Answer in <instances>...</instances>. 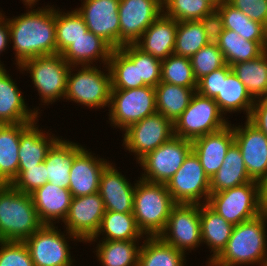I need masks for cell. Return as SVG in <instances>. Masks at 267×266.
Returning a JSON list of instances; mask_svg holds the SVG:
<instances>
[{
    "label": "cell",
    "instance_id": "cell-11",
    "mask_svg": "<svg viewBox=\"0 0 267 266\" xmlns=\"http://www.w3.org/2000/svg\"><path fill=\"white\" fill-rule=\"evenodd\" d=\"M191 151V140L173 136L138 161L139 166L144 170L140 179L166 184L179 170Z\"/></svg>",
    "mask_w": 267,
    "mask_h": 266
},
{
    "label": "cell",
    "instance_id": "cell-17",
    "mask_svg": "<svg viewBox=\"0 0 267 266\" xmlns=\"http://www.w3.org/2000/svg\"><path fill=\"white\" fill-rule=\"evenodd\" d=\"M120 0H83L76 8L88 28L101 37L113 49L120 48V19L118 14Z\"/></svg>",
    "mask_w": 267,
    "mask_h": 266
},
{
    "label": "cell",
    "instance_id": "cell-16",
    "mask_svg": "<svg viewBox=\"0 0 267 266\" xmlns=\"http://www.w3.org/2000/svg\"><path fill=\"white\" fill-rule=\"evenodd\" d=\"M105 211L99 192L72 197L68 214L63 221L65 231L87 243L99 230Z\"/></svg>",
    "mask_w": 267,
    "mask_h": 266
},
{
    "label": "cell",
    "instance_id": "cell-46",
    "mask_svg": "<svg viewBox=\"0 0 267 266\" xmlns=\"http://www.w3.org/2000/svg\"><path fill=\"white\" fill-rule=\"evenodd\" d=\"M45 161L28 169H18V176L11 185L18 191L31 194L48 182Z\"/></svg>",
    "mask_w": 267,
    "mask_h": 266
},
{
    "label": "cell",
    "instance_id": "cell-48",
    "mask_svg": "<svg viewBox=\"0 0 267 266\" xmlns=\"http://www.w3.org/2000/svg\"><path fill=\"white\" fill-rule=\"evenodd\" d=\"M232 71L228 64L217 69L197 81L196 92L202 96L215 98L220 93L221 76H227Z\"/></svg>",
    "mask_w": 267,
    "mask_h": 266
},
{
    "label": "cell",
    "instance_id": "cell-28",
    "mask_svg": "<svg viewBox=\"0 0 267 266\" xmlns=\"http://www.w3.org/2000/svg\"><path fill=\"white\" fill-rule=\"evenodd\" d=\"M214 29L235 31L245 40L267 41V27L251 20L228 1L216 8Z\"/></svg>",
    "mask_w": 267,
    "mask_h": 266
},
{
    "label": "cell",
    "instance_id": "cell-15",
    "mask_svg": "<svg viewBox=\"0 0 267 266\" xmlns=\"http://www.w3.org/2000/svg\"><path fill=\"white\" fill-rule=\"evenodd\" d=\"M163 13V0H120V48L134 44Z\"/></svg>",
    "mask_w": 267,
    "mask_h": 266
},
{
    "label": "cell",
    "instance_id": "cell-37",
    "mask_svg": "<svg viewBox=\"0 0 267 266\" xmlns=\"http://www.w3.org/2000/svg\"><path fill=\"white\" fill-rule=\"evenodd\" d=\"M142 242L138 266H185L186 254L159 236H146Z\"/></svg>",
    "mask_w": 267,
    "mask_h": 266
},
{
    "label": "cell",
    "instance_id": "cell-1",
    "mask_svg": "<svg viewBox=\"0 0 267 266\" xmlns=\"http://www.w3.org/2000/svg\"><path fill=\"white\" fill-rule=\"evenodd\" d=\"M39 8L7 18L17 66L30 58L56 54V8Z\"/></svg>",
    "mask_w": 267,
    "mask_h": 266
},
{
    "label": "cell",
    "instance_id": "cell-23",
    "mask_svg": "<svg viewBox=\"0 0 267 266\" xmlns=\"http://www.w3.org/2000/svg\"><path fill=\"white\" fill-rule=\"evenodd\" d=\"M178 21L162 13L134 43L142 52L159 60L174 53Z\"/></svg>",
    "mask_w": 267,
    "mask_h": 266
},
{
    "label": "cell",
    "instance_id": "cell-45",
    "mask_svg": "<svg viewBox=\"0 0 267 266\" xmlns=\"http://www.w3.org/2000/svg\"><path fill=\"white\" fill-rule=\"evenodd\" d=\"M190 62L197 81L226 65L223 53L214 40L191 56Z\"/></svg>",
    "mask_w": 267,
    "mask_h": 266
},
{
    "label": "cell",
    "instance_id": "cell-6",
    "mask_svg": "<svg viewBox=\"0 0 267 266\" xmlns=\"http://www.w3.org/2000/svg\"><path fill=\"white\" fill-rule=\"evenodd\" d=\"M16 67L20 72L27 71V74H30L34 88H37L38 95L41 97L39 99L44 103L43 105L64 99L71 66L61 54L30 58Z\"/></svg>",
    "mask_w": 267,
    "mask_h": 266
},
{
    "label": "cell",
    "instance_id": "cell-13",
    "mask_svg": "<svg viewBox=\"0 0 267 266\" xmlns=\"http://www.w3.org/2000/svg\"><path fill=\"white\" fill-rule=\"evenodd\" d=\"M123 132L122 146L133 152L138 162L147 153L154 151L174 136V125L170 119L155 113L132 124Z\"/></svg>",
    "mask_w": 267,
    "mask_h": 266
},
{
    "label": "cell",
    "instance_id": "cell-25",
    "mask_svg": "<svg viewBox=\"0 0 267 266\" xmlns=\"http://www.w3.org/2000/svg\"><path fill=\"white\" fill-rule=\"evenodd\" d=\"M113 48L101 37L88 31L85 35L70 44L62 57L70 66H91L99 61L108 65Z\"/></svg>",
    "mask_w": 267,
    "mask_h": 266
},
{
    "label": "cell",
    "instance_id": "cell-54",
    "mask_svg": "<svg viewBox=\"0 0 267 266\" xmlns=\"http://www.w3.org/2000/svg\"><path fill=\"white\" fill-rule=\"evenodd\" d=\"M207 1L211 3L215 8H217L227 0H207Z\"/></svg>",
    "mask_w": 267,
    "mask_h": 266
},
{
    "label": "cell",
    "instance_id": "cell-55",
    "mask_svg": "<svg viewBox=\"0 0 267 266\" xmlns=\"http://www.w3.org/2000/svg\"><path fill=\"white\" fill-rule=\"evenodd\" d=\"M263 266H267V257L264 260Z\"/></svg>",
    "mask_w": 267,
    "mask_h": 266
},
{
    "label": "cell",
    "instance_id": "cell-18",
    "mask_svg": "<svg viewBox=\"0 0 267 266\" xmlns=\"http://www.w3.org/2000/svg\"><path fill=\"white\" fill-rule=\"evenodd\" d=\"M244 124H232L234 143L240 149L248 175L259 182L267 176V136L248 120Z\"/></svg>",
    "mask_w": 267,
    "mask_h": 266
},
{
    "label": "cell",
    "instance_id": "cell-29",
    "mask_svg": "<svg viewBox=\"0 0 267 266\" xmlns=\"http://www.w3.org/2000/svg\"><path fill=\"white\" fill-rule=\"evenodd\" d=\"M223 53L226 64L245 62L259 57L267 50V41H250L228 29H214L213 39Z\"/></svg>",
    "mask_w": 267,
    "mask_h": 266
},
{
    "label": "cell",
    "instance_id": "cell-44",
    "mask_svg": "<svg viewBox=\"0 0 267 266\" xmlns=\"http://www.w3.org/2000/svg\"><path fill=\"white\" fill-rule=\"evenodd\" d=\"M161 71V82L187 88H197V80L195 79L189 57L173 53L165 60H162Z\"/></svg>",
    "mask_w": 267,
    "mask_h": 266
},
{
    "label": "cell",
    "instance_id": "cell-33",
    "mask_svg": "<svg viewBox=\"0 0 267 266\" xmlns=\"http://www.w3.org/2000/svg\"><path fill=\"white\" fill-rule=\"evenodd\" d=\"M104 234L103 239L99 241H140L146 238L138 228L133 213L113 211H105L99 230L87 243L97 242L98 237Z\"/></svg>",
    "mask_w": 267,
    "mask_h": 266
},
{
    "label": "cell",
    "instance_id": "cell-43",
    "mask_svg": "<svg viewBox=\"0 0 267 266\" xmlns=\"http://www.w3.org/2000/svg\"><path fill=\"white\" fill-rule=\"evenodd\" d=\"M111 90L138 88L137 66L120 50L113 49L109 62Z\"/></svg>",
    "mask_w": 267,
    "mask_h": 266
},
{
    "label": "cell",
    "instance_id": "cell-53",
    "mask_svg": "<svg viewBox=\"0 0 267 266\" xmlns=\"http://www.w3.org/2000/svg\"><path fill=\"white\" fill-rule=\"evenodd\" d=\"M39 0H22V3L25 5V6H27L26 7V9L27 8H33V7H35V5L37 4V2H38Z\"/></svg>",
    "mask_w": 267,
    "mask_h": 266
},
{
    "label": "cell",
    "instance_id": "cell-42",
    "mask_svg": "<svg viewBox=\"0 0 267 266\" xmlns=\"http://www.w3.org/2000/svg\"><path fill=\"white\" fill-rule=\"evenodd\" d=\"M87 32L84 19L76 9L67 13L56 9V53L61 54Z\"/></svg>",
    "mask_w": 267,
    "mask_h": 266
},
{
    "label": "cell",
    "instance_id": "cell-24",
    "mask_svg": "<svg viewBox=\"0 0 267 266\" xmlns=\"http://www.w3.org/2000/svg\"><path fill=\"white\" fill-rule=\"evenodd\" d=\"M30 195L39 220L43 225H56V222L64 221L72 200V194L68 189L47 182Z\"/></svg>",
    "mask_w": 267,
    "mask_h": 266
},
{
    "label": "cell",
    "instance_id": "cell-49",
    "mask_svg": "<svg viewBox=\"0 0 267 266\" xmlns=\"http://www.w3.org/2000/svg\"><path fill=\"white\" fill-rule=\"evenodd\" d=\"M251 20L267 27V0H227Z\"/></svg>",
    "mask_w": 267,
    "mask_h": 266
},
{
    "label": "cell",
    "instance_id": "cell-12",
    "mask_svg": "<svg viewBox=\"0 0 267 266\" xmlns=\"http://www.w3.org/2000/svg\"><path fill=\"white\" fill-rule=\"evenodd\" d=\"M166 187L176 203H207L210 196V179L193 151L166 183Z\"/></svg>",
    "mask_w": 267,
    "mask_h": 266
},
{
    "label": "cell",
    "instance_id": "cell-50",
    "mask_svg": "<svg viewBox=\"0 0 267 266\" xmlns=\"http://www.w3.org/2000/svg\"><path fill=\"white\" fill-rule=\"evenodd\" d=\"M247 120L267 136V97L254 101Z\"/></svg>",
    "mask_w": 267,
    "mask_h": 266
},
{
    "label": "cell",
    "instance_id": "cell-30",
    "mask_svg": "<svg viewBox=\"0 0 267 266\" xmlns=\"http://www.w3.org/2000/svg\"><path fill=\"white\" fill-rule=\"evenodd\" d=\"M215 20L178 22L174 54L191 57L214 39Z\"/></svg>",
    "mask_w": 267,
    "mask_h": 266
},
{
    "label": "cell",
    "instance_id": "cell-8",
    "mask_svg": "<svg viewBox=\"0 0 267 266\" xmlns=\"http://www.w3.org/2000/svg\"><path fill=\"white\" fill-rule=\"evenodd\" d=\"M108 111L111 127L126 130L132 124L157 113L155 87L111 90Z\"/></svg>",
    "mask_w": 267,
    "mask_h": 266
},
{
    "label": "cell",
    "instance_id": "cell-22",
    "mask_svg": "<svg viewBox=\"0 0 267 266\" xmlns=\"http://www.w3.org/2000/svg\"><path fill=\"white\" fill-rule=\"evenodd\" d=\"M234 143L233 125L206 134L192 141V151L198 157L205 174L211 179L221 168L227 150Z\"/></svg>",
    "mask_w": 267,
    "mask_h": 266
},
{
    "label": "cell",
    "instance_id": "cell-38",
    "mask_svg": "<svg viewBox=\"0 0 267 266\" xmlns=\"http://www.w3.org/2000/svg\"><path fill=\"white\" fill-rule=\"evenodd\" d=\"M231 67L254 100L267 97V50L255 59Z\"/></svg>",
    "mask_w": 267,
    "mask_h": 266
},
{
    "label": "cell",
    "instance_id": "cell-47",
    "mask_svg": "<svg viewBox=\"0 0 267 266\" xmlns=\"http://www.w3.org/2000/svg\"><path fill=\"white\" fill-rule=\"evenodd\" d=\"M0 266H34L24 242L0 241Z\"/></svg>",
    "mask_w": 267,
    "mask_h": 266
},
{
    "label": "cell",
    "instance_id": "cell-56",
    "mask_svg": "<svg viewBox=\"0 0 267 266\" xmlns=\"http://www.w3.org/2000/svg\"><path fill=\"white\" fill-rule=\"evenodd\" d=\"M5 124L0 122V129L4 126Z\"/></svg>",
    "mask_w": 267,
    "mask_h": 266
},
{
    "label": "cell",
    "instance_id": "cell-10",
    "mask_svg": "<svg viewBox=\"0 0 267 266\" xmlns=\"http://www.w3.org/2000/svg\"><path fill=\"white\" fill-rule=\"evenodd\" d=\"M57 227L42 225L24 241L34 266H74L68 240L82 241L67 231L66 234L60 232Z\"/></svg>",
    "mask_w": 267,
    "mask_h": 266
},
{
    "label": "cell",
    "instance_id": "cell-5",
    "mask_svg": "<svg viewBox=\"0 0 267 266\" xmlns=\"http://www.w3.org/2000/svg\"><path fill=\"white\" fill-rule=\"evenodd\" d=\"M97 67L98 65L81 66V69L80 66H78L79 69L77 66L70 67L64 97L66 101L70 100L79 105H85L89 109H100L107 106L109 108L112 89L109 66L105 65L108 73ZM73 71H77V73Z\"/></svg>",
    "mask_w": 267,
    "mask_h": 266
},
{
    "label": "cell",
    "instance_id": "cell-19",
    "mask_svg": "<svg viewBox=\"0 0 267 266\" xmlns=\"http://www.w3.org/2000/svg\"><path fill=\"white\" fill-rule=\"evenodd\" d=\"M113 163H109L100 177L99 194L106 211L133 213L136 183L131 184Z\"/></svg>",
    "mask_w": 267,
    "mask_h": 266
},
{
    "label": "cell",
    "instance_id": "cell-34",
    "mask_svg": "<svg viewBox=\"0 0 267 266\" xmlns=\"http://www.w3.org/2000/svg\"><path fill=\"white\" fill-rule=\"evenodd\" d=\"M247 173L239 147L233 143L227 150L221 168L210 179V193L224 190L252 182Z\"/></svg>",
    "mask_w": 267,
    "mask_h": 266
},
{
    "label": "cell",
    "instance_id": "cell-20",
    "mask_svg": "<svg viewBox=\"0 0 267 266\" xmlns=\"http://www.w3.org/2000/svg\"><path fill=\"white\" fill-rule=\"evenodd\" d=\"M83 148L74 158L70 168L69 191L72 197L86 196L99 191L100 177L109 164ZM106 160V161H105Z\"/></svg>",
    "mask_w": 267,
    "mask_h": 266
},
{
    "label": "cell",
    "instance_id": "cell-35",
    "mask_svg": "<svg viewBox=\"0 0 267 266\" xmlns=\"http://www.w3.org/2000/svg\"><path fill=\"white\" fill-rule=\"evenodd\" d=\"M214 100L223 114L227 115L228 112L235 113L243 110V113L246 112V119H248L255 101L233 71L227 76H221L220 93Z\"/></svg>",
    "mask_w": 267,
    "mask_h": 266
},
{
    "label": "cell",
    "instance_id": "cell-14",
    "mask_svg": "<svg viewBox=\"0 0 267 266\" xmlns=\"http://www.w3.org/2000/svg\"><path fill=\"white\" fill-rule=\"evenodd\" d=\"M159 237L186 254L202 244L200 204L177 203Z\"/></svg>",
    "mask_w": 267,
    "mask_h": 266
},
{
    "label": "cell",
    "instance_id": "cell-51",
    "mask_svg": "<svg viewBox=\"0 0 267 266\" xmlns=\"http://www.w3.org/2000/svg\"><path fill=\"white\" fill-rule=\"evenodd\" d=\"M0 11V54L9 47L10 42V33H9V25L8 19L5 17L3 13ZM6 18V19H5ZM0 66H4L0 60Z\"/></svg>",
    "mask_w": 267,
    "mask_h": 266
},
{
    "label": "cell",
    "instance_id": "cell-9",
    "mask_svg": "<svg viewBox=\"0 0 267 266\" xmlns=\"http://www.w3.org/2000/svg\"><path fill=\"white\" fill-rule=\"evenodd\" d=\"M233 226L261 214L259 183L252 181L222 192L210 193L206 203Z\"/></svg>",
    "mask_w": 267,
    "mask_h": 266
},
{
    "label": "cell",
    "instance_id": "cell-32",
    "mask_svg": "<svg viewBox=\"0 0 267 266\" xmlns=\"http://www.w3.org/2000/svg\"><path fill=\"white\" fill-rule=\"evenodd\" d=\"M29 123L5 124L0 129V182L11 184L18 176L21 131Z\"/></svg>",
    "mask_w": 267,
    "mask_h": 266
},
{
    "label": "cell",
    "instance_id": "cell-7",
    "mask_svg": "<svg viewBox=\"0 0 267 266\" xmlns=\"http://www.w3.org/2000/svg\"><path fill=\"white\" fill-rule=\"evenodd\" d=\"M223 115L214 98L205 97L196 92L188 107L173 123L174 136L193 141L198 137L219 131L230 124Z\"/></svg>",
    "mask_w": 267,
    "mask_h": 266
},
{
    "label": "cell",
    "instance_id": "cell-2",
    "mask_svg": "<svg viewBox=\"0 0 267 266\" xmlns=\"http://www.w3.org/2000/svg\"><path fill=\"white\" fill-rule=\"evenodd\" d=\"M267 215L235 225L226 247L208 266H263L267 257Z\"/></svg>",
    "mask_w": 267,
    "mask_h": 266
},
{
    "label": "cell",
    "instance_id": "cell-52",
    "mask_svg": "<svg viewBox=\"0 0 267 266\" xmlns=\"http://www.w3.org/2000/svg\"><path fill=\"white\" fill-rule=\"evenodd\" d=\"M259 204L261 212L267 215V176L259 182Z\"/></svg>",
    "mask_w": 267,
    "mask_h": 266
},
{
    "label": "cell",
    "instance_id": "cell-31",
    "mask_svg": "<svg viewBox=\"0 0 267 266\" xmlns=\"http://www.w3.org/2000/svg\"><path fill=\"white\" fill-rule=\"evenodd\" d=\"M201 241L209 247L213 254L208 258L209 264L226 247L231 237L233 225L212 210L206 203L200 204Z\"/></svg>",
    "mask_w": 267,
    "mask_h": 266
},
{
    "label": "cell",
    "instance_id": "cell-4",
    "mask_svg": "<svg viewBox=\"0 0 267 266\" xmlns=\"http://www.w3.org/2000/svg\"><path fill=\"white\" fill-rule=\"evenodd\" d=\"M177 203L164 183L136 180L133 215L145 236H159Z\"/></svg>",
    "mask_w": 267,
    "mask_h": 266
},
{
    "label": "cell",
    "instance_id": "cell-36",
    "mask_svg": "<svg viewBox=\"0 0 267 266\" xmlns=\"http://www.w3.org/2000/svg\"><path fill=\"white\" fill-rule=\"evenodd\" d=\"M196 88H187L160 82L155 87L157 113L170 119L173 123L188 107Z\"/></svg>",
    "mask_w": 267,
    "mask_h": 266
},
{
    "label": "cell",
    "instance_id": "cell-39",
    "mask_svg": "<svg viewBox=\"0 0 267 266\" xmlns=\"http://www.w3.org/2000/svg\"><path fill=\"white\" fill-rule=\"evenodd\" d=\"M138 242L99 241L96 244V257L102 266H138L141 248Z\"/></svg>",
    "mask_w": 267,
    "mask_h": 266
},
{
    "label": "cell",
    "instance_id": "cell-21",
    "mask_svg": "<svg viewBox=\"0 0 267 266\" xmlns=\"http://www.w3.org/2000/svg\"><path fill=\"white\" fill-rule=\"evenodd\" d=\"M17 83L5 66H0V122L4 124L32 123L39 120V108L30 109Z\"/></svg>",
    "mask_w": 267,
    "mask_h": 266
},
{
    "label": "cell",
    "instance_id": "cell-27",
    "mask_svg": "<svg viewBox=\"0 0 267 266\" xmlns=\"http://www.w3.org/2000/svg\"><path fill=\"white\" fill-rule=\"evenodd\" d=\"M83 148L79 143L62 140V137L58 139L49 149L45 159L48 182L69 189L72 162Z\"/></svg>",
    "mask_w": 267,
    "mask_h": 266
},
{
    "label": "cell",
    "instance_id": "cell-41",
    "mask_svg": "<svg viewBox=\"0 0 267 266\" xmlns=\"http://www.w3.org/2000/svg\"><path fill=\"white\" fill-rule=\"evenodd\" d=\"M119 49L137 66L138 88L156 87L161 82V60L142 52L134 44H126Z\"/></svg>",
    "mask_w": 267,
    "mask_h": 266
},
{
    "label": "cell",
    "instance_id": "cell-26",
    "mask_svg": "<svg viewBox=\"0 0 267 266\" xmlns=\"http://www.w3.org/2000/svg\"><path fill=\"white\" fill-rule=\"evenodd\" d=\"M38 120L29 123L22 131L19 144L18 169H28L44 162L51 146L60 138L43 132L36 125Z\"/></svg>",
    "mask_w": 267,
    "mask_h": 266
},
{
    "label": "cell",
    "instance_id": "cell-40",
    "mask_svg": "<svg viewBox=\"0 0 267 266\" xmlns=\"http://www.w3.org/2000/svg\"><path fill=\"white\" fill-rule=\"evenodd\" d=\"M215 12L207 0H163V13L178 22L215 20Z\"/></svg>",
    "mask_w": 267,
    "mask_h": 266
},
{
    "label": "cell",
    "instance_id": "cell-3",
    "mask_svg": "<svg viewBox=\"0 0 267 266\" xmlns=\"http://www.w3.org/2000/svg\"><path fill=\"white\" fill-rule=\"evenodd\" d=\"M42 225L30 194L0 186V241L24 242Z\"/></svg>",
    "mask_w": 267,
    "mask_h": 266
}]
</instances>
